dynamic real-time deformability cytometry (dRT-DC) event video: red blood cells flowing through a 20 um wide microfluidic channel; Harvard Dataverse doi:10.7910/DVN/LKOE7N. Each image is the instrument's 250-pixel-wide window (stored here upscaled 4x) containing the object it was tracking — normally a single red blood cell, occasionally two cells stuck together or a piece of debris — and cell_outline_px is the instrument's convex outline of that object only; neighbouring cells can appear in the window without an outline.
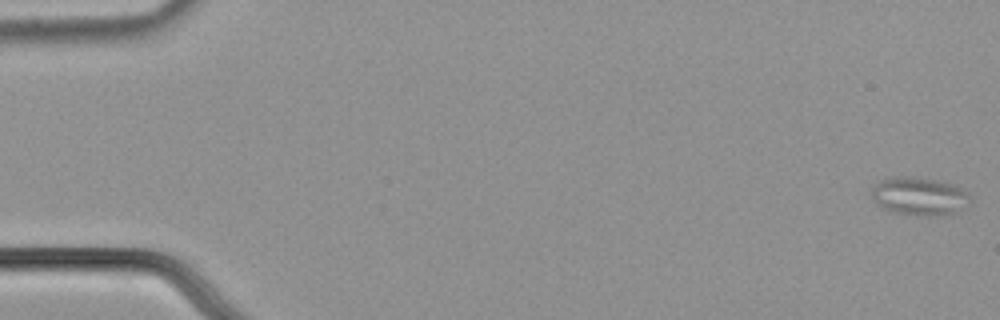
{"species": "common noctule bat (a hibernating species)", "species_latin": "Nyctalus noctula", "temperature_condition": "cold", "stored_images_in_passage": 57, "camera_frame_rate_fps": 3000, "um_per_image_px": 0.085, "animal": {"sex": "male", "body_mass_g": 21.5, "forearm_length_mm": 52.0}, "frame": {"image": 1, "passage_image": 1, "time_ms": 0.0, "image_size_px": [1000, 320], "cell_outline_px": [[968, 196], [952, 212], [936, 216], [928, 216], [896, 212], [884, 208], [876, 204], [872, 200], [872, 188], [880, 180], [932, 180], [964, 188], [968, 192]], "centroid_in_image_um": [78.06, 16.72], "position_along_channel_um": 6.9, "area_um2": 19.94}}
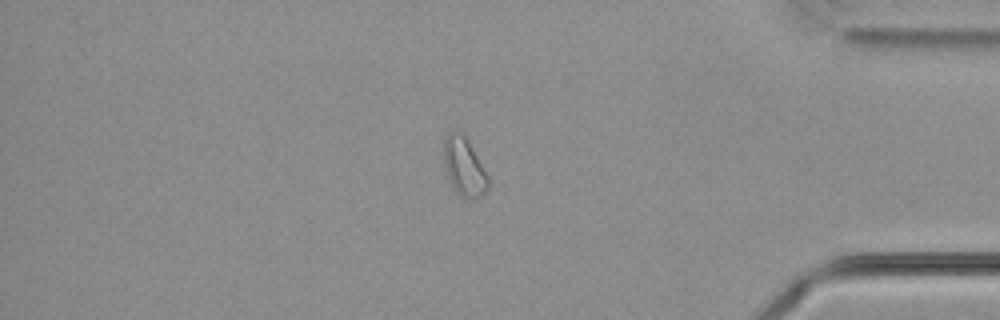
{"frame": {"image": 2, "passage_image": 49, "time_ms": 16.0, "image_size_px": [1000, 320], "cell_outline_px": [[488, 188], [480, 196], [460, 196], [456, 192], [448, 176], [444, 160], [444, 140], [448, 132], [456, 128], [464, 136], [472, 148], [488, 176]], "centroid_in_image_um": [39.43, 14.11], "position_along_channel_um": 395.8, "area_um2": 14.51}}
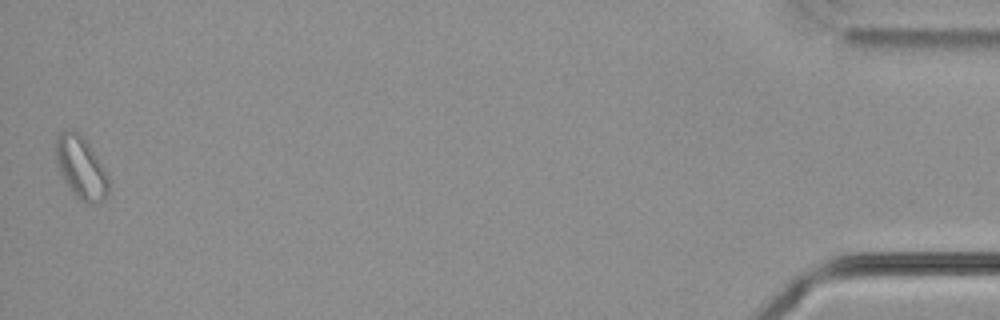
{"frame": {"image": 3, "passage_image": 57, "time_ms": 18.667, "image_size_px": [1000, 320], "cell_outline_px": [[108, 192], [104, 200], [96, 204], [88, 204], [80, 200], [72, 192], [60, 176], [56, 160], [56, 136], [60, 132], [68, 128], [72, 128], [80, 132], [104, 168], [108, 176]], "centroid_in_image_um": [6.86, 14.24], "position_along_channel_um": 428.3, "area_um2": 19.36}}